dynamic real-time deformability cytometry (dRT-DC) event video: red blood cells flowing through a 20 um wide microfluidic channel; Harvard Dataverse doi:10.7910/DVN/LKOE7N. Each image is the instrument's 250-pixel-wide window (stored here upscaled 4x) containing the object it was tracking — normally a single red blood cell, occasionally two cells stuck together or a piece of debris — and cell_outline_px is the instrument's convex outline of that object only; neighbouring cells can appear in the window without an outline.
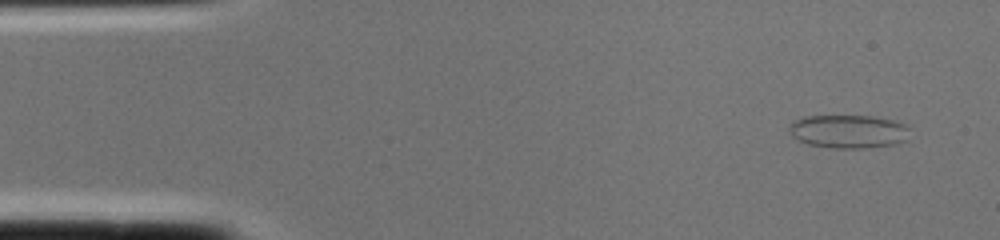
{"species": "common noctule bat (a hibernating species)", "species_latin": "Nyctalus noctula", "temperature_condition": "cold", "stored_images_in_passage": 2, "camera_frame_rate_fps": 3000, "um_per_image_px": 0.085, "animal": {"sex": "female", "body_mass_g": 22.0, "forearm_length_mm": 56.7}, "frame": {"image": 1, "passage_image": 1, "time_ms": 0.0, "image_size_px": [1000, 240], "cell_outline_px": [[908, 140], [896, 144], [864, 148], [828, 148], [808, 144], [792, 136], [788, 132], [788, 128], [792, 120], [804, 116], [872, 116], [892, 120], [904, 124], [908, 128]], "centroid_in_image_um": [72.09, 11.17], "position_along_channel_um": 12.9, "area_um2": 23.64}}